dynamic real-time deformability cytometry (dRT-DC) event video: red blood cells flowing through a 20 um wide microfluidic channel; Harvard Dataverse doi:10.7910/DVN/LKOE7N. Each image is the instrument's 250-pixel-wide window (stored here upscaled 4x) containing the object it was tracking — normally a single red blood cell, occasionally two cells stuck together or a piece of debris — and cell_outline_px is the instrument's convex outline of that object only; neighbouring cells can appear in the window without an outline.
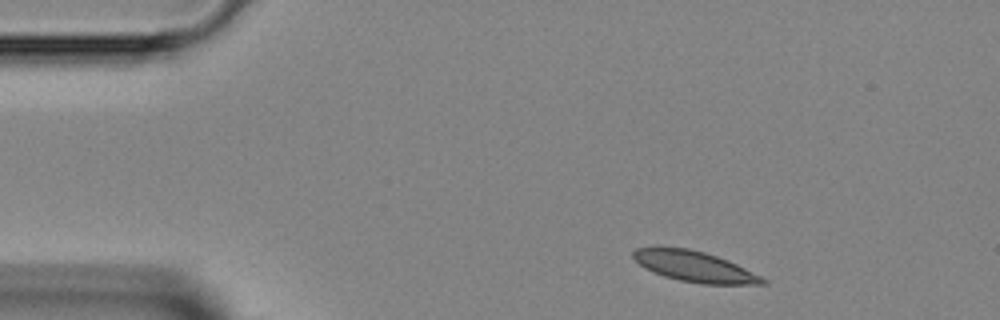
{"species": "Egyptian fruit bat (a non-hibernating species)", "species_latin": "Rousettus aegyptiacus", "temperature_condition": "room temperature", "stored_images_in_passage": 40, "camera_frame_rate_fps": 3000, "um_per_image_px": 0.085, "animal": {"sex": "female"}, "frame": {"image": 1, "passage_image": 1, "time_ms": 0.0, "image_size_px": [1000, 320], "cell_outline_px": [[768, 284], [700, 284], [680, 280], [664, 276], [644, 268], [632, 256], [632, 252], [636, 248], [660, 244], [688, 248], [704, 252], [728, 260], [768, 280]], "centroid_in_image_um": [58.96, 22.61], "position_along_channel_um": 26.0, "area_um2": 23.47}}
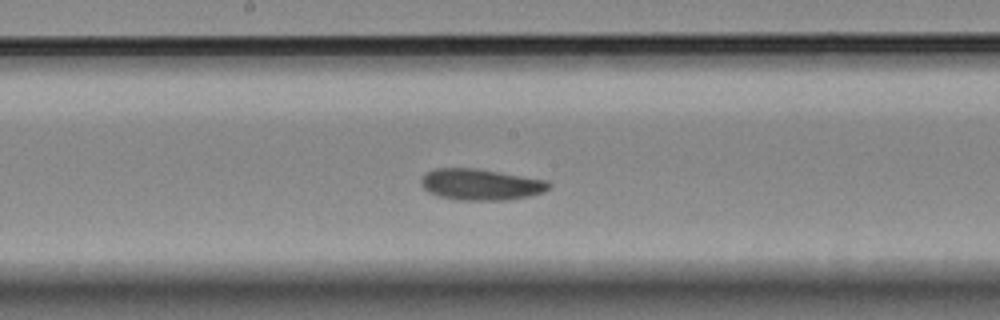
{"frame": {"image": 2, "passage_image": 18, "time_ms": 5.667, "image_size_px": [1000, 320], "cell_outline_px": [[552, 188], [544, 192], [528, 196], [508, 200], [456, 200], [440, 196], [428, 192], [420, 184], [420, 176], [432, 168], [476, 168], [548, 180], [552, 184]], "centroid_in_image_um": [40.86, 15.67], "position_along_channel_um": 207.3, "area_um2": 23.64}}
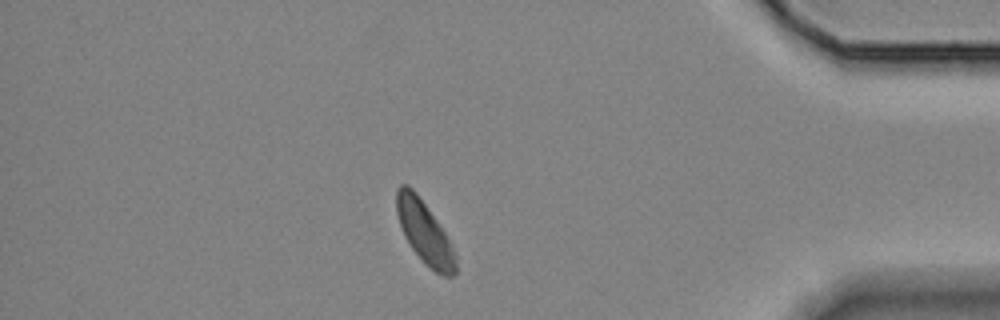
{"frame": {"image": 3, "passage_image": 34, "time_ms": 11.0, "image_size_px": [1000, 320], "cell_outline_px": [[456, 272], [452, 276], [444, 276], [436, 272], [412, 248], [404, 236], [396, 212], [396, 188], [400, 184], [408, 184], [416, 192], [436, 220], [444, 232], [456, 256]], "centroid_in_image_um": [36.06, 19.7], "position_along_channel_um": 399.1, "area_um2": 20.87}}